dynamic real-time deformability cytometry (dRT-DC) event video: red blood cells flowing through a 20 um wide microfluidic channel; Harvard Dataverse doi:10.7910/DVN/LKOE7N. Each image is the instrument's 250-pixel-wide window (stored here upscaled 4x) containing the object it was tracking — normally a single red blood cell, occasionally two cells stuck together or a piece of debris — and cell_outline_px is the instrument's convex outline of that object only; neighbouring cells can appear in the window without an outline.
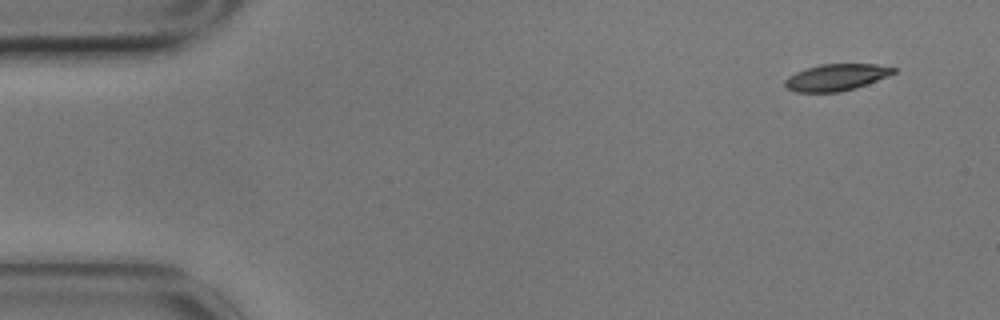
{"species": "common noctule bat (a hibernating species)", "species_latin": "Nyctalus noctula", "temperature_condition": "cold", "stored_images_in_passage": 10, "camera_frame_rate_fps": 3000, "um_per_image_px": 0.085, "animal": {"sex": "male", "body_mass_g": 17.9}, "frame": {"image": 1, "passage_image": 1, "time_ms": 0.0, "image_size_px": [1000, 320], "cell_outline_px": [[896, 72], [888, 76], [856, 88], [840, 92], [796, 92], [788, 88], [784, 84], [784, 80], [788, 76], [796, 72], [820, 64], [876, 64], [896, 68]], "centroid_in_image_um": [71.08, 6.57], "position_along_channel_um": 13.9, "area_um2": 16.82}}
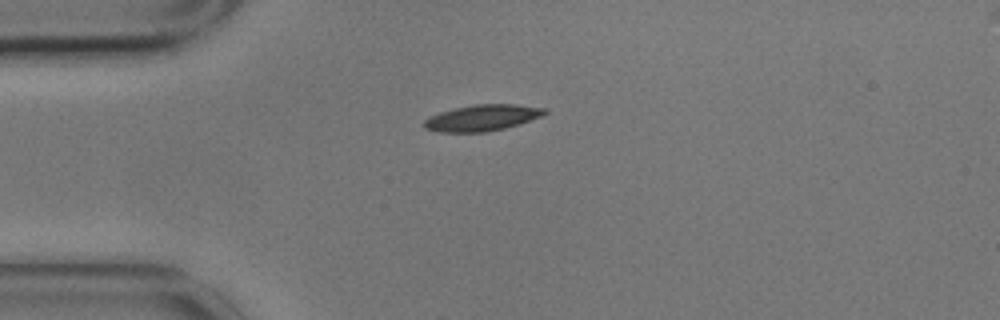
{"frame": {"image": 2, "passage_image": 3, "time_ms": 0.667, "image_size_px": [1000, 320], "cell_outline_px": [[548, 112], [540, 116], [520, 124], [504, 128], [484, 132], [436, 132], [424, 128], [424, 120], [428, 116], [440, 112], [456, 108], [476, 104], [516, 104], [548, 108]], "centroid_in_image_um": [40.98, 10.01], "position_along_channel_um": 44.0, "area_um2": 18.44}}